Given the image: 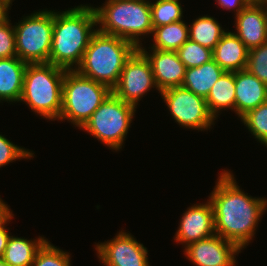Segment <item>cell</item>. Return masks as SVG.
I'll use <instances>...</instances> for the list:
<instances>
[{
	"instance_id": "obj_1",
	"label": "cell",
	"mask_w": 267,
	"mask_h": 266,
	"mask_svg": "<svg viewBox=\"0 0 267 266\" xmlns=\"http://www.w3.org/2000/svg\"><path fill=\"white\" fill-rule=\"evenodd\" d=\"M219 175L208 198L214 210L215 233L243 250L255 236L267 199L244 193L230 171Z\"/></svg>"
},
{
	"instance_id": "obj_2",
	"label": "cell",
	"mask_w": 267,
	"mask_h": 266,
	"mask_svg": "<svg viewBox=\"0 0 267 266\" xmlns=\"http://www.w3.org/2000/svg\"><path fill=\"white\" fill-rule=\"evenodd\" d=\"M54 11L49 63L66 70H75L82 62L92 35L97 31L95 9L81 4L66 11Z\"/></svg>"
},
{
	"instance_id": "obj_3",
	"label": "cell",
	"mask_w": 267,
	"mask_h": 266,
	"mask_svg": "<svg viewBox=\"0 0 267 266\" xmlns=\"http://www.w3.org/2000/svg\"><path fill=\"white\" fill-rule=\"evenodd\" d=\"M137 49L133 43L97 29L84 52L81 64L75 70L112 90L119 81L126 61Z\"/></svg>"
},
{
	"instance_id": "obj_4",
	"label": "cell",
	"mask_w": 267,
	"mask_h": 266,
	"mask_svg": "<svg viewBox=\"0 0 267 266\" xmlns=\"http://www.w3.org/2000/svg\"><path fill=\"white\" fill-rule=\"evenodd\" d=\"M98 30L121 37L137 48L141 37L152 34L153 24L149 0H106L101 7H94Z\"/></svg>"
},
{
	"instance_id": "obj_5",
	"label": "cell",
	"mask_w": 267,
	"mask_h": 266,
	"mask_svg": "<svg viewBox=\"0 0 267 266\" xmlns=\"http://www.w3.org/2000/svg\"><path fill=\"white\" fill-rule=\"evenodd\" d=\"M66 71L51 63L27 64L19 102H24L43 118L59 120Z\"/></svg>"
},
{
	"instance_id": "obj_6",
	"label": "cell",
	"mask_w": 267,
	"mask_h": 266,
	"mask_svg": "<svg viewBox=\"0 0 267 266\" xmlns=\"http://www.w3.org/2000/svg\"><path fill=\"white\" fill-rule=\"evenodd\" d=\"M112 90L105 84L67 70L62 85V108L59 120H68L81 128Z\"/></svg>"
},
{
	"instance_id": "obj_7",
	"label": "cell",
	"mask_w": 267,
	"mask_h": 266,
	"mask_svg": "<svg viewBox=\"0 0 267 266\" xmlns=\"http://www.w3.org/2000/svg\"><path fill=\"white\" fill-rule=\"evenodd\" d=\"M136 107L125 103L113 92L80 128L111 150H120L131 126Z\"/></svg>"
},
{
	"instance_id": "obj_8",
	"label": "cell",
	"mask_w": 267,
	"mask_h": 266,
	"mask_svg": "<svg viewBox=\"0 0 267 266\" xmlns=\"http://www.w3.org/2000/svg\"><path fill=\"white\" fill-rule=\"evenodd\" d=\"M17 56L27 64L49 63L53 36V11L24 16L14 25Z\"/></svg>"
},
{
	"instance_id": "obj_9",
	"label": "cell",
	"mask_w": 267,
	"mask_h": 266,
	"mask_svg": "<svg viewBox=\"0 0 267 266\" xmlns=\"http://www.w3.org/2000/svg\"><path fill=\"white\" fill-rule=\"evenodd\" d=\"M175 122L186 129L209 130L215 118L210 114L206 99L183 86L160 92Z\"/></svg>"
},
{
	"instance_id": "obj_10",
	"label": "cell",
	"mask_w": 267,
	"mask_h": 266,
	"mask_svg": "<svg viewBox=\"0 0 267 266\" xmlns=\"http://www.w3.org/2000/svg\"><path fill=\"white\" fill-rule=\"evenodd\" d=\"M158 87L146 56L137 49L126 61L112 92L125 103L137 108L138 102L150 89Z\"/></svg>"
},
{
	"instance_id": "obj_11",
	"label": "cell",
	"mask_w": 267,
	"mask_h": 266,
	"mask_svg": "<svg viewBox=\"0 0 267 266\" xmlns=\"http://www.w3.org/2000/svg\"><path fill=\"white\" fill-rule=\"evenodd\" d=\"M95 249L104 266H150L147 248L128 232L119 231L110 241L97 243Z\"/></svg>"
},
{
	"instance_id": "obj_12",
	"label": "cell",
	"mask_w": 267,
	"mask_h": 266,
	"mask_svg": "<svg viewBox=\"0 0 267 266\" xmlns=\"http://www.w3.org/2000/svg\"><path fill=\"white\" fill-rule=\"evenodd\" d=\"M241 249L219 235L201 239L185 247L184 254L196 266H235Z\"/></svg>"
},
{
	"instance_id": "obj_13",
	"label": "cell",
	"mask_w": 267,
	"mask_h": 266,
	"mask_svg": "<svg viewBox=\"0 0 267 266\" xmlns=\"http://www.w3.org/2000/svg\"><path fill=\"white\" fill-rule=\"evenodd\" d=\"M215 233L214 210L212 203L208 199L205 204H195L189 206L183 213L180 224L175 233V241L180 244L197 242L201 239L210 237Z\"/></svg>"
},
{
	"instance_id": "obj_14",
	"label": "cell",
	"mask_w": 267,
	"mask_h": 266,
	"mask_svg": "<svg viewBox=\"0 0 267 266\" xmlns=\"http://www.w3.org/2000/svg\"><path fill=\"white\" fill-rule=\"evenodd\" d=\"M236 33L248 50L267 42V8L262 2H251L235 15Z\"/></svg>"
},
{
	"instance_id": "obj_15",
	"label": "cell",
	"mask_w": 267,
	"mask_h": 266,
	"mask_svg": "<svg viewBox=\"0 0 267 266\" xmlns=\"http://www.w3.org/2000/svg\"><path fill=\"white\" fill-rule=\"evenodd\" d=\"M149 60L159 93L165 89L182 86L186 67L176 51L138 48Z\"/></svg>"
},
{
	"instance_id": "obj_16",
	"label": "cell",
	"mask_w": 267,
	"mask_h": 266,
	"mask_svg": "<svg viewBox=\"0 0 267 266\" xmlns=\"http://www.w3.org/2000/svg\"><path fill=\"white\" fill-rule=\"evenodd\" d=\"M266 101V84L246 69L235 72V112L239 118Z\"/></svg>"
},
{
	"instance_id": "obj_17",
	"label": "cell",
	"mask_w": 267,
	"mask_h": 266,
	"mask_svg": "<svg viewBox=\"0 0 267 266\" xmlns=\"http://www.w3.org/2000/svg\"><path fill=\"white\" fill-rule=\"evenodd\" d=\"M248 49L234 34L226 32L213 50V60L226 72L245 70Z\"/></svg>"
},
{
	"instance_id": "obj_18",
	"label": "cell",
	"mask_w": 267,
	"mask_h": 266,
	"mask_svg": "<svg viewBox=\"0 0 267 266\" xmlns=\"http://www.w3.org/2000/svg\"><path fill=\"white\" fill-rule=\"evenodd\" d=\"M27 63L18 56L0 58V102H19Z\"/></svg>"
},
{
	"instance_id": "obj_19",
	"label": "cell",
	"mask_w": 267,
	"mask_h": 266,
	"mask_svg": "<svg viewBox=\"0 0 267 266\" xmlns=\"http://www.w3.org/2000/svg\"><path fill=\"white\" fill-rule=\"evenodd\" d=\"M224 72L214 60H211L199 67L186 69L182 86L206 99L213 84Z\"/></svg>"
},
{
	"instance_id": "obj_20",
	"label": "cell",
	"mask_w": 267,
	"mask_h": 266,
	"mask_svg": "<svg viewBox=\"0 0 267 266\" xmlns=\"http://www.w3.org/2000/svg\"><path fill=\"white\" fill-rule=\"evenodd\" d=\"M210 114L217 119L220 111L231 109L235 111V72H224L213 84L206 98Z\"/></svg>"
},
{
	"instance_id": "obj_21",
	"label": "cell",
	"mask_w": 267,
	"mask_h": 266,
	"mask_svg": "<svg viewBox=\"0 0 267 266\" xmlns=\"http://www.w3.org/2000/svg\"><path fill=\"white\" fill-rule=\"evenodd\" d=\"M47 240L41 236L28 240L10 235L2 259L10 266H31L38 250Z\"/></svg>"
},
{
	"instance_id": "obj_22",
	"label": "cell",
	"mask_w": 267,
	"mask_h": 266,
	"mask_svg": "<svg viewBox=\"0 0 267 266\" xmlns=\"http://www.w3.org/2000/svg\"><path fill=\"white\" fill-rule=\"evenodd\" d=\"M152 49L177 51L188 39V25L182 20L153 27Z\"/></svg>"
},
{
	"instance_id": "obj_23",
	"label": "cell",
	"mask_w": 267,
	"mask_h": 266,
	"mask_svg": "<svg viewBox=\"0 0 267 266\" xmlns=\"http://www.w3.org/2000/svg\"><path fill=\"white\" fill-rule=\"evenodd\" d=\"M226 32L218 21L208 15L199 16L188 26L189 39L210 50H214Z\"/></svg>"
},
{
	"instance_id": "obj_24",
	"label": "cell",
	"mask_w": 267,
	"mask_h": 266,
	"mask_svg": "<svg viewBox=\"0 0 267 266\" xmlns=\"http://www.w3.org/2000/svg\"><path fill=\"white\" fill-rule=\"evenodd\" d=\"M150 9L153 27H160L183 20V9L177 0L150 1Z\"/></svg>"
},
{
	"instance_id": "obj_25",
	"label": "cell",
	"mask_w": 267,
	"mask_h": 266,
	"mask_svg": "<svg viewBox=\"0 0 267 266\" xmlns=\"http://www.w3.org/2000/svg\"><path fill=\"white\" fill-rule=\"evenodd\" d=\"M186 69L199 67L213 60V50L188 39L177 51Z\"/></svg>"
},
{
	"instance_id": "obj_26",
	"label": "cell",
	"mask_w": 267,
	"mask_h": 266,
	"mask_svg": "<svg viewBox=\"0 0 267 266\" xmlns=\"http://www.w3.org/2000/svg\"><path fill=\"white\" fill-rule=\"evenodd\" d=\"M240 120L257 141L261 144L267 141V101L248 111Z\"/></svg>"
},
{
	"instance_id": "obj_27",
	"label": "cell",
	"mask_w": 267,
	"mask_h": 266,
	"mask_svg": "<svg viewBox=\"0 0 267 266\" xmlns=\"http://www.w3.org/2000/svg\"><path fill=\"white\" fill-rule=\"evenodd\" d=\"M69 252L46 241L38 250L31 266H71Z\"/></svg>"
},
{
	"instance_id": "obj_28",
	"label": "cell",
	"mask_w": 267,
	"mask_h": 266,
	"mask_svg": "<svg viewBox=\"0 0 267 266\" xmlns=\"http://www.w3.org/2000/svg\"><path fill=\"white\" fill-rule=\"evenodd\" d=\"M246 70L267 85V42L248 51Z\"/></svg>"
},
{
	"instance_id": "obj_29",
	"label": "cell",
	"mask_w": 267,
	"mask_h": 266,
	"mask_svg": "<svg viewBox=\"0 0 267 266\" xmlns=\"http://www.w3.org/2000/svg\"><path fill=\"white\" fill-rule=\"evenodd\" d=\"M8 14L0 18V58L17 56L14 26Z\"/></svg>"
},
{
	"instance_id": "obj_30",
	"label": "cell",
	"mask_w": 267,
	"mask_h": 266,
	"mask_svg": "<svg viewBox=\"0 0 267 266\" xmlns=\"http://www.w3.org/2000/svg\"><path fill=\"white\" fill-rule=\"evenodd\" d=\"M30 150L21 148L11 141H9L5 136L0 134V167L6 166L11 162L20 159H30L34 157Z\"/></svg>"
},
{
	"instance_id": "obj_31",
	"label": "cell",
	"mask_w": 267,
	"mask_h": 266,
	"mask_svg": "<svg viewBox=\"0 0 267 266\" xmlns=\"http://www.w3.org/2000/svg\"><path fill=\"white\" fill-rule=\"evenodd\" d=\"M220 8L226 10H234L236 15H238L245 7H247L251 1L250 0H215Z\"/></svg>"
},
{
	"instance_id": "obj_32",
	"label": "cell",
	"mask_w": 267,
	"mask_h": 266,
	"mask_svg": "<svg viewBox=\"0 0 267 266\" xmlns=\"http://www.w3.org/2000/svg\"><path fill=\"white\" fill-rule=\"evenodd\" d=\"M14 214H12L2 225H0V259L2 258L8 239L10 237L9 231L6 228V224L13 218Z\"/></svg>"
},
{
	"instance_id": "obj_33",
	"label": "cell",
	"mask_w": 267,
	"mask_h": 266,
	"mask_svg": "<svg viewBox=\"0 0 267 266\" xmlns=\"http://www.w3.org/2000/svg\"><path fill=\"white\" fill-rule=\"evenodd\" d=\"M12 214L13 213L8 205L0 198V225H2Z\"/></svg>"
},
{
	"instance_id": "obj_34",
	"label": "cell",
	"mask_w": 267,
	"mask_h": 266,
	"mask_svg": "<svg viewBox=\"0 0 267 266\" xmlns=\"http://www.w3.org/2000/svg\"><path fill=\"white\" fill-rule=\"evenodd\" d=\"M12 0H0V18L9 14L8 10L10 9Z\"/></svg>"
},
{
	"instance_id": "obj_35",
	"label": "cell",
	"mask_w": 267,
	"mask_h": 266,
	"mask_svg": "<svg viewBox=\"0 0 267 266\" xmlns=\"http://www.w3.org/2000/svg\"><path fill=\"white\" fill-rule=\"evenodd\" d=\"M0 266H10V265L1 258L0 259Z\"/></svg>"
},
{
	"instance_id": "obj_36",
	"label": "cell",
	"mask_w": 267,
	"mask_h": 266,
	"mask_svg": "<svg viewBox=\"0 0 267 266\" xmlns=\"http://www.w3.org/2000/svg\"><path fill=\"white\" fill-rule=\"evenodd\" d=\"M261 2L267 7V0H262Z\"/></svg>"
},
{
	"instance_id": "obj_37",
	"label": "cell",
	"mask_w": 267,
	"mask_h": 266,
	"mask_svg": "<svg viewBox=\"0 0 267 266\" xmlns=\"http://www.w3.org/2000/svg\"><path fill=\"white\" fill-rule=\"evenodd\" d=\"M251 2H261L262 0H250Z\"/></svg>"
}]
</instances>
